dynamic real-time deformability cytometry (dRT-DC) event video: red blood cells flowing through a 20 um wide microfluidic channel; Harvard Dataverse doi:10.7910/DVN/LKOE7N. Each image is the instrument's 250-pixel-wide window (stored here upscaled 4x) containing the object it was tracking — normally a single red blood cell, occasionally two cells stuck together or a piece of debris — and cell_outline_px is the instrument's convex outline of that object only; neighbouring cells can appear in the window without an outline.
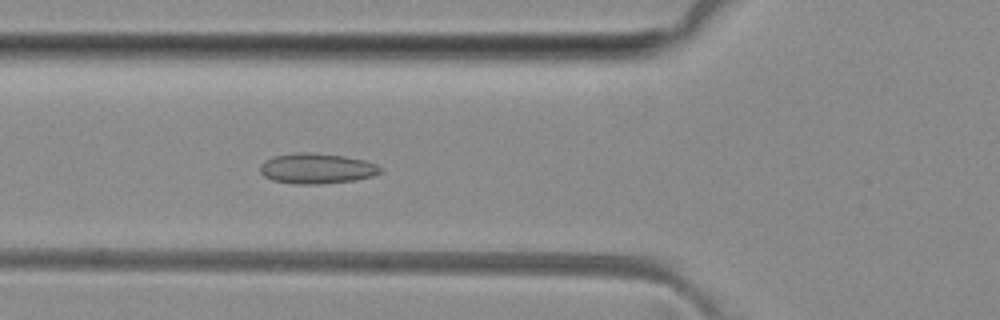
{"species": "common noctule bat (a hibernating species)", "species_latin": "Nyctalus noctula", "temperature_condition": "room temperature", "stored_images_in_passage": 38, "camera_frame_rate_fps": 3000, "um_per_image_px": 0.085, "animal": {"sex": "female", "body_mass_g": 29.2, "forearm_length_mm": 56.3}, "frame": {"image": 1, "passage_image": 5, "time_ms": 1.333, "image_size_px": [1000, 320], "cell_outline_px": [[380, 172], [372, 176], [356, 180], [320, 184], [296, 184], [272, 180], [264, 176], [260, 172], [260, 164], [264, 160], [272, 156], [300, 152], [308, 152], [344, 156], [364, 160], [376, 164], [380, 168]], "centroid_in_image_um": [26.88, 14.32], "position_along_channel_um": 98.9, "area_um2": 21.27}}
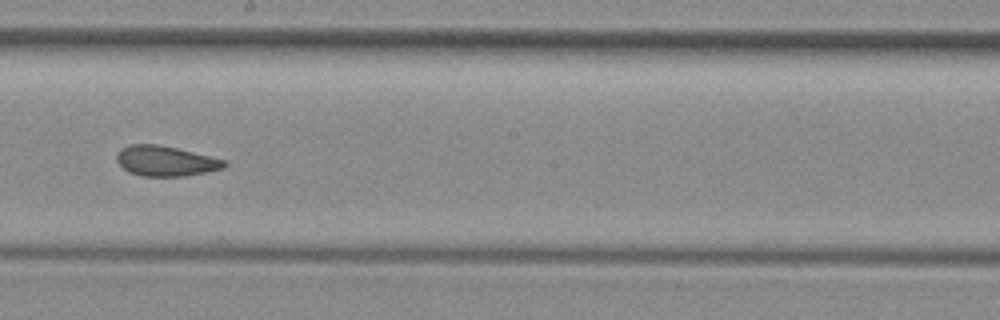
{"frame": {"image": 2, "passage_image": 15, "time_ms": 4.667, "image_size_px": [1000, 320], "cell_outline_px": [[228, 164], [224, 168], [184, 176], [144, 176], [128, 172], [116, 160], [116, 152], [120, 148], [128, 144], [160, 144], [224, 160]], "centroid_in_image_um": [14.02, 13.67], "position_along_channel_um": 234.2, "area_um2": 18.84}}
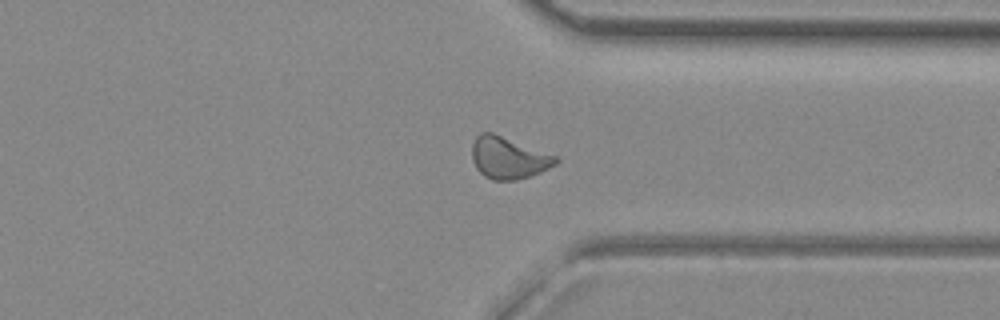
{"frame": {"image": 3, "passage_image": 25, "time_ms": 8.0, "image_size_px": [1000, 320], "cell_outline_px": [[560, 160], [556, 164], [540, 172], [516, 180], [492, 180], [484, 176], [476, 168], [472, 160], [472, 144], [476, 136], [480, 132], [492, 132], [556, 156]], "centroid_in_image_um": [43.18, 13.41], "position_along_channel_um": 368.2, "area_um2": 20.29}, "authors_computed_cell_mechanics": {"area_um2": 19.3919, "velocity_mm_per_s": 4.0589, "shape_relaxation_time_tau1_ms": null, "shape_relaxation_time_tau2_ms": 2.2438, "deformation_change_tau1": null, "deformation_change_tau2": 0.0646}}